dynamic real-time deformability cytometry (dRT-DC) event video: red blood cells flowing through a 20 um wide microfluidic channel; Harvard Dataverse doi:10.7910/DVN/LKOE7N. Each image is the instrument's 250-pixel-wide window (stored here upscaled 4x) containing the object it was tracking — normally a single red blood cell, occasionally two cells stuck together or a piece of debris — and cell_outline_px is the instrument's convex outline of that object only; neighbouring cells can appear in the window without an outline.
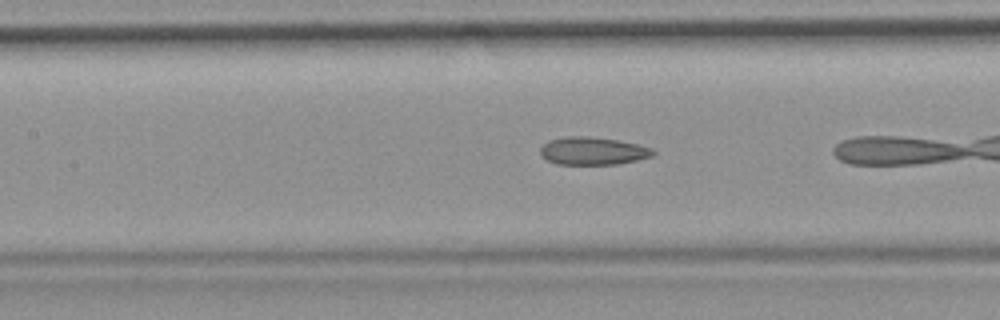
{"species": "common noctule bat (a hibernating species)", "species_latin": "Nyctalus noctula", "temperature_condition": "room temperature", "stored_images_in_passage": 16, "camera_frame_rate_fps": 3000, "um_per_image_px": 0.085, "animal": {"sex": "female", "body_mass_g": 19.9}, "frame": {"image": 1, "passage_image": 7, "time_ms": 2.0, "image_size_px": [1000, 320], "cell_outline_px": [[656, 152], [652, 156], [636, 160], [616, 164], [556, 164], [540, 156], [540, 148], [548, 140], [568, 136], [588, 136], [616, 140], [640, 144], [652, 148]], "centroid_in_image_um": [50.38, 12.82], "position_along_channel_um": 157.0, "area_um2": 18.26}}